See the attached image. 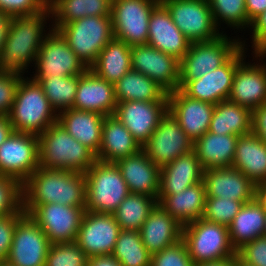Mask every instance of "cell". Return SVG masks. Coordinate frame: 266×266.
I'll return each instance as SVG.
<instances>
[{
  "instance_id": "6da1fadb",
  "label": "cell",
  "mask_w": 266,
  "mask_h": 266,
  "mask_svg": "<svg viewBox=\"0 0 266 266\" xmlns=\"http://www.w3.org/2000/svg\"><path fill=\"white\" fill-rule=\"evenodd\" d=\"M85 174L38 167L22 184V210L32 205L58 203L71 207H85Z\"/></svg>"
},
{
  "instance_id": "7a4b0ae2",
  "label": "cell",
  "mask_w": 266,
  "mask_h": 266,
  "mask_svg": "<svg viewBox=\"0 0 266 266\" xmlns=\"http://www.w3.org/2000/svg\"><path fill=\"white\" fill-rule=\"evenodd\" d=\"M51 23L49 8L32 16L11 17L7 38L0 52V71L31 73L29 67L34 66L41 44L52 29Z\"/></svg>"
},
{
  "instance_id": "3957f363",
  "label": "cell",
  "mask_w": 266,
  "mask_h": 266,
  "mask_svg": "<svg viewBox=\"0 0 266 266\" xmlns=\"http://www.w3.org/2000/svg\"><path fill=\"white\" fill-rule=\"evenodd\" d=\"M9 122L13 131L39 136L58 120L41 85L28 75H24L15 93Z\"/></svg>"
},
{
  "instance_id": "277c9868",
  "label": "cell",
  "mask_w": 266,
  "mask_h": 266,
  "mask_svg": "<svg viewBox=\"0 0 266 266\" xmlns=\"http://www.w3.org/2000/svg\"><path fill=\"white\" fill-rule=\"evenodd\" d=\"M38 137L40 167L85 173L96 161V155L58 122Z\"/></svg>"
},
{
  "instance_id": "5b68a950",
  "label": "cell",
  "mask_w": 266,
  "mask_h": 266,
  "mask_svg": "<svg viewBox=\"0 0 266 266\" xmlns=\"http://www.w3.org/2000/svg\"><path fill=\"white\" fill-rule=\"evenodd\" d=\"M85 211L113 214L130 194L115 163L96 160L85 173Z\"/></svg>"
},
{
  "instance_id": "8992f818",
  "label": "cell",
  "mask_w": 266,
  "mask_h": 266,
  "mask_svg": "<svg viewBox=\"0 0 266 266\" xmlns=\"http://www.w3.org/2000/svg\"><path fill=\"white\" fill-rule=\"evenodd\" d=\"M89 68L101 50L114 38L111 15L87 16L61 27H52Z\"/></svg>"
},
{
  "instance_id": "52a82bcc",
  "label": "cell",
  "mask_w": 266,
  "mask_h": 266,
  "mask_svg": "<svg viewBox=\"0 0 266 266\" xmlns=\"http://www.w3.org/2000/svg\"><path fill=\"white\" fill-rule=\"evenodd\" d=\"M182 240L195 264L236 256V250L230 242L228 227L203 218L183 226Z\"/></svg>"
},
{
  "instance_id": "ba28073f",
  "label": "cell",
  "mask_w": 266,
  "mask_h": 266,
  "mask_svg": "<svg viewBox=\"0 0 266 266\" xmlns=\"http://www.w3.org/2000/svg\"><path fill=\"white\" fill-rule=\"evenodd\" d=\"M240 47L241 37H230L226 32L211 41L191 43L180 60L178 89L223 65Z\"/></svg>"
},
{
  "instance_id": "9c48e42d",
  "label": "cell",
  "mask_w": 266,
  "mask_h": 266,
  "mask_svg": "<svg viewBox=\"0 0 266 266\" xmlns=\"http://www.w3.org/2000/svg\"><path fill=\"white\" fill-rule=\"evenodd\" d=\"M33 67L32 79L82 75L88 69L55 29L45 36Z\"/></svg>"
},
{
  "instance_id": "30bf717a",
  "label": "cell",
  "mask_w": 266,
  "mask_h": 266,
  "mask_svg": "<svg viewBox=\"0 0 266 266\" xmlns=\"http://www.w3.org/2000/svg\"><path fill=\"white\" fill-rule=\"evenodd\" d=\"M159 3L160 0H112L114 38L130 47L147 44L149 18Z\"/></svg>"
},
{
  "instance_id": "8fae6325",
  "label": "cell",
  "mask_w": 266,
  "mask_h": 266,
  "mask_svg": "<svg viewBox=\"0 0 266 266\" xmlns=\"http://www.w3.org/2000/svg\"><path fill=\"white\" fill-rule=\"evenodd\" d=\"M172 21L191 42H205L223 33L214 23L208 0H160Z\"/></svg>"
},
{
  "instance_id": "7c38bea8",
  "label": "cell",
  "mask_w": 266,
  "mask_h": 266,
  "mask_svg": "<svg viewBox=\"0 0 266 266\" xmlns=\"http://www.w3.org/2000/svg\"><path fill=\"white\" fill-rule=\"evenodd\" d=\"M85 207H71L58 203L32 205L25 214L46 234L49 242H75Z\"/></svg>"
},
{
  "instance_id": "4fadbf2b",
  "label": "cell",
  "mask_w": 266,
  "mask_h": 266,
  "mask_svg": "<svg viewBox=\"0 0 266 266\" xmlns=\"http://www.w3.org/2000/svg\"><path fill=\"white\" fill-rule=\"evenodd\" d=\"M39 137L13 131L0 145V175L23 184L39 167Z\"/></svg>"
},
{
  "instance_id": "5bb4252c",
  "label": "cell",
  "mask_w": 266,
  "mask_h": 266,
  "mask_svg": "<svg viewBox=\"0 0 266 266\" xmlns=\"http://www.w3.org/2000/svg\"><path fill=\"white\" fill-rule=\"evenodd\" d=\"M247 49L241 46L223 65L198 79L186 82L180 90L190 98L214 105L228 100L236 67L247 56Z\"/></svg>"
},
{
  "instance_id": "9a60e30c",
  "label": "cell",
  "mask_w": 266,
  "mask_h": 266,
  "mask_svg": "<svg viewBox=\"0 0 266 266\" xmlns=\"http://www.w3.org/2000/svg\"><path fill=\"white\" fill-rule=\"evenodd\" d=\"M193 146V141L173 115L167 111L150 139L142 146V150L154 164L161 168L180 155L192 151Z\"/></svg>"
},
{
  "instance_id": "2e32d148",
  "label": "cell",
  "mask_w": 266,
  "mask_h": 266,
  "mask_svg": "<svg viewBox=\"0 0 266 266\" xmlns=\"http://www.w3.org/2000/svg\"><path fill=\"white\" fill-rule=\"evenodd\" d=\"M50 245L42 229L25 214L15 226L6 261L13 266H45Z\"/></svg>"
},
{
  "instance_id": "e0dca14e",
  "label": "cell",
  "mask_w": 266,
  "mask_h": 266,
  "mask_svg": "<svg viewBox=\"0 0 266 266\" xmlns=\"http://www.w3.org/2000/svg\"><path fill=\"white\" fill-rule=\"evenodd\" d=\"M131 67L156 82L167 93L176 91L180 61L148 44L131 46Z\"/></svg>"
},
{
  "instance_id": "ac0fdd59",
  "label": "cell",
  "mask_w": 266,
  "mask_h": 266,
  "mask_svg": "<svg viewBox=\"0 0 266 266\" xmlns=\"http://www.w3.org/2000/svg\"><path fill=\"white\" fill-rule=\"evenodd\" d=\"M251 55L252 62L245 58L236 67L228 100L253 111L266 104V64L256 52Z\"/></svg>"
},
{
  "instance_id": "d6986e66",
  "label": "cell",
  "mask_w": 266,
  "mask_h": 266,
  "mask_svg": "<svg viewBox=\"0 0 266 266\" xmlns=\"http://www.w3.org/2000/svg\"><path fill=\"white\" fill-rule=\"evenodd\" d=\"M120 231L113 214L85 211L75 242L89 258L111 255Z\"/></svg>"
},
{
  "instance_id": "ffe728a7",
  "label": "cell",
  "mask_w": 266,
  "mask_h": 266,
  "mask_svg": "<svg viewBox=\"0 0 266 266\" xmlns=\"http://www.w3.org/2000/svg\"><path fill=\"white\" fill-rule=\"evenodd\" d=\"M168 111V101L118 102L114 115L142 147Z\"/></svg>"
},
{
  "instance_id": "44dd1931",
  "label": "cell",
  "mask_w": 266,
  "mask_h": 266,
  "mask_svg": "<svg viewBox=\"0 0 266 266\" xmlns=\"http://www.w3.org/2000/svg\"><path fill=\"white\" fill-rule=\"evenodd\" d=\"M215 105L185 95L180 89L168 93V111L193 141L209 131Z\"/></svg>"
},
{
  "instance_id": "7402d4cb",
  "label": "cell",
  "mask_w": 266,
  "mask_h": 266,
  "mask_svg": "<svg viewBox=\"0 0 266 266\" xmlns=\"http://www.w3.org/2000/svg\"><path fill=\"white\" fill-rule=\"evenodd\" d=\"M203 183L206 197H220L250 202L255 196V184L234 167L204 170Z\"/></svg>"
},
{
  "instance_id": "603a6c76",
  "label": "cell",
  "mask_w": 266,
  "mask_h": 266,
  "mask_svg": "<svg viewBox=\"0 0 266 266\" xmlns=\"http://www.w3.org/2000/svg\"><path fill=\"white\" fill-rule=\"evenodd\" d=\"M147 44L174 56L179 61L191 45L187 37L174 24L169 11L161 2L150 15Z\"/></svg>"
},
{
  "instance_id": "cb8c5ba5",
  "label": "cell",
  "mask_w": 266,
  "mask_h": 266,
  "mask_svg": "<svg viewBox=\"0 0 266 266\" xmlns=\"http://www.w3.org/2000/svg\"><path fill=\"white\" fill-rule=\"evenodd\" d=\"M116 105L114 84L102 79L89 68L79 75L74 109L108 116L114 115Z\"/></svg>"
},
{
  "instance_id": "d4e9b609",
  "label": "cell",
  "mask_w": 266,
  "mask_h": 266,
  "mask_svg": "<svg viewBox=\"0 0 266 266\" xmlns=\"http://www.w3.org/2000/svg\"><path fill=\"white\" fill-rule=\"evenodd\" d=\"M115 164L120 169L130 193L158 196L161 168L154 164L142 149Z\"/></svg>"
},
{
  "instance_id": "484cf974",
  "label": "cell",
  "mask_w": 266,
  "mask_h": 266,
  "mask_svg": "<svg viewBox=\"0 0 266 266\" xmlns=\"http://www.w3.org/2000/svg\"><path fill=\"white\" fill-rule=\"evenodd\" d=\"M204 168L194 150L161 167L158 196L177 194L203 180Z\"/></svg>"
},
{
  "instance_id": "4316f807",
  "label": "cell",
  "mask_w": 266,
  "mask_h": 266,
  "mask_svg": "<svg viewBox=\"0 0 266 266\" xmlns=\"http://www.w3.org/2000/svg\"><path fill=\"white\" fill-rule=\"evenodd\" d=\"M182 229L183 226L157 204L139 233L145 248L154 254L180 241Z\"/></svg>"
},
{
  "instance_id": "83f0119b",
  "label": "cell",
  "mask_w": 266,
  "mask_h": 266,
  "mask_svg": "<svg viewBox=\"0 0 266 266\" xmlns=\"http://www.w3.org/2000/svg\"><path fill=\"white\" fill-rule=\"evenodd\" d=\"M104 117L96 112L70 108L58 114L57 122L97 155L101 146Z\"/></svg>"
},
{
  "instance_id": "f1b7e54d",
  "label": "cell",
  "mask_w": 266,
  "mask_h": 266,
  "mask_svg": "<svg viewBox=\"0 0 266 266\" xmlns=\"http://www.w3.org/2000/svg\"><path fill=\"white\" fill-rule=\"evenodd\" d=\"M142 149L130 131L115 115L104 117L101 146L96 160L116 163L118 160L136 154Z\"/></svg>"
},
{
  "instance_id": "f546056e",
  "label": "cell",
  "mask_w": 266,
  "mask_h": 266,
  "mask_svg": "<svg viewBox=\"0 0 266 266\" xmlns=\"http://www.w3.org/2000/svg\"><path fill=\"white\" fill-rule=\"evenodd\" d=\"M231 167L255 185L266 183V143L253 132L239 136Z\"/></svg>"
},
{
  "instance_id": "4dcf8cb0",
  "label": "cell",
  "mask_w": 266,
  "mask_h": 266,
  "mask_svg": "<svg viewBox=\"0 0 266 266\" xmlns=\"http://www.w3.org/2000/svg\"><path fill=\"white\" fill-rule=\"evenodd\" d=\"M158 205L182 226L203 217L206 201L205 185L202 182L187 187L169 196H157Z\"/></svg>"
},
{
  "instance_id": "1f68e13d",
  "label": "cell",
  "mask_w": 266,
  "mask_h": 266,
  "mask_svg": "<svg viewBox=\"0 0 266 266\" xmlns=\"http://www.w3.org/2000/svg\"><path fill=\"white\" fill-rule=\"evenodd\" d=\"M236 135L206 132L194 142L193 150L204 170L231 167L238 141Z\"/></svg>"
},
{
  "instance_id": "d6a6232c",
  "label": "cell",
  "mask_w": 266,
  "mask_h": 266,
  "mask_svg": "<svg viewBox=\"0 0 266 266\" xmlns=\"http://www.w3.org/2000/svg\"><path fill=\"white\" fill-rule=\"evenodd\" d=\"M266 212L254 198L245 203L228 226L232 247L237 251L243 245L263 236Z\"/></svg>"
},
{
  "instance_id": "836d02e7",
  "label": "cell",
  "mask_w": 266,
  "mask_h": 266,
  "mask_svg": "<svg viewBox=\"0 0 266 266\" xmlns=\"http://www.w3.org/2000/svg\"><path fill=\"white\" fill-rule=\"evenodd\" d=\"M89 69L107 82L115 84L132 69L131 47L113 38L101 50Z\"/></svg>"
},
{
  "instance_id": "e575fe53",
  "label": "cell",
  "mask_w": 266,
  "mask_h": 266,
  "mask_svg": "<svg viewBox=\"0 0 266 266\" xmlns=\"http://www.w3.org/2000/svg\"><path fill=\"white\" fill-rule=\"evenodd\" d=\"M209 132L241 136L252 132V110L229 100L215 105Z\"/></svg>"
},
{
  "instance_id": "d590c367",
  "label": "cell",
  "mask_w": 266,
  "mask_h": 266,
  "mask_svg": "<svg viewBox=\"0 0 266 266\" xmlns=\"http://www.w3.org/2000/svg\"><path fill=\"white\" fill-rule=\"evenodd\" d=\"M115 97L124 101H168V93L151 78L131 69L114 84Z\"/></svg>"
},
{
  "instance_id": "8d00e7d4",
  "label": "cell",
  "mask_w": 266,
  "mask_h": 266,
  "mask_svg": "<svg viewBox=\"0 0 266 266\" xmlns=\"http://www.w3.org/2000/svg\"><path fill=\"white\" fill-rule=\"evenodd\" d=\"M112 0H55L48 8L52 27H61L87 16L111 15Z\"/></svg>"
},
{
  "instance_id": "74e56055",
  "label": "cell",
  "mask_w": 266,
  "mask_h": 266,
  "mask_svg": "<svg viewBox=\"0 0 266 266\" xmlns=\"http://www.w3.org/2000/svg\"><path fill=\"white\" fill-rule=\"evenodd\" d=\"M157 204V197L130 193L113 215L121 230L139 231Z\"/></svg>"
},
{
  "instance_id": "f35d334b",
  "label": "cell",
  "mask_w": 266,
  "mask_h": 266,
  "mask_svg": "<svg viewBox=\"0 0 266 266\" xmlns=\"http://www.w3.org/2000/svg\"><path fill=\"white\" fill-rule=\"evenodd\" d=\"M111 255L121 266L151 265L152 254L145 248L137 230H121Z\"/></svg>"
},
{
  "instance_id": "ab89813d",
  "label": "cell",
  "mask_w": 266,
  "mask_h": 266,
  "mask_svg": "<svg viewBox=\"0 0 266 266\" xmlns=\"http://www.w3.org/2000/svg\"><path fill=\"white\" fill-rule=\"evenodd\" d=\"M38 82L57 114L73 108L79 75L53 76L46 79H33Z\"/></svg>"
},
{
  "instance_id": "60d3db41",
  "label": "cell",
  "mask_w": 266,
  "mask_h": 266,
  "mask_svg": "<svg viewBox=\"0 0 266 266\" xmlns=\"http://www.w3.org/2000/svg\"><path fill=\"white\" fill-rule=\"evenodd\" d=\"M208 2L214 23L219 30L222 27V33L225 32L223 24L227 26L225 28L234 30L233 34L249 29L251 21L247 16L245 0H208Z\"/></svg>"
},
{
  "instance_id": "b9f144b4",
  "label": "cell",
  "mask_w": 266,
  "mask_h": 266,
  "mask_svg": "<svg viewBox=\"0 0 266 266\" xmlns=\"http://www.w3.org/2000/svg\"><path fill=\"white\" fill-rule=\"evenodd\" d=\"M88 260L76 242L54 243L49 247L45 266H87Z\"/></svg>"
},
{
  "instance_id": "7bdbcfd3",
  "label": "cell",
  "mask_w": 266,
  "mask_h": 266,
  "mask_svg": "<svg viewBox=\"0 0 266 266\" xmlns=\"http://www.w3.org/2000/svg\"><path fill=\"white\" fill-rule=\"evenodd\" d=\"M244 205L242 201L220 197H206L203 219L229 226Z\"/></svg>"
},
{
  "instance_id": "ee69618b",
  "label": "cell",
  "mask_w": 266,
  "mask_h": 266,
  "mask_svg": "<svg viewBox=\"0 0 266 266\" xmlns=\"http://www.w3.org/2000/svg\"><path fill=\"white\" fill-rule=\"evenodd\" d=\"M25 214L22 210V184L11 176L0 175V216Z\"/></svg>"
},
{
  "instance_id": "f6af8a7d",
  "label": "cell",
  "mask_w": 266,
  "mask_h": 266,
  "mask_svg": "<svg viewBox=\"0 0 266 266\" xmlns=\"http://www.w3.org/2000/svg\"><path fill=\"white\" fill-rule=\"evenodd\" d=\"M150 266H195L191 260L187 246L181 239L162 251L152 254Z\"/></svg>"
},
{
  "instance_id": "bcb514c9",
  "label": "cell",
  "mask_w": 266,
  "mask_h": 266,
  "mask_svg": "<svg viewBox=\"0 0 266 266\" xmlns=\"http://www.w3.org/2000/svg\"><path fill=\"white\" fill-rule=\"evenodd\" d=\"M23 76L14 71H0V115L10 114L17 86Z\"/></svg>"
},
{
  "instance_id": "7dc6e473",
  "label": "cell",
  "mask_w": 266,
  "mask_h": 266,
  "mask_svg": "<svg viewBox=\"0 0 266 266\" xmlns=\"http://www.w3.org/2000/svg\"><path fill=\"white\" fill-rule=\"evenodd\" d=\"M47 9L41 0H0V11L11 17L32 16Z\"/></svg>"
},
{
  "instance_id": "c3c4849f",
  "label": "cell",
  "mask_w": 266,
  "mask_h": 266,
  "mask_svg": "<svg viewBox=\"0 0 266 266\" xmlns=\"http://www.w3.org/2000/svg\"><path fill=\"white\" fill-rule=\"evenodd\" d=\"M236 255L252 266H266V237H257L246 243L236 251Z\"/></svg>"
},
{
  "instance_id": "681fc988",
  "label": "cell",
  "mask_w": 266,
  "mask_h": 266,
  "mask_svg": "<svg viewBox=\"0 0 266 266\" xmlns=\"http://www.w3.org/2000/svg\"><path fill=\"white\" fill-rule=\"evenodd\" d=\"M24 215L0 216V262L6 261L10 252L15 226Z\"/></svg>"
},
{
  "instance_id": "f907efd6",
  "label": "cell",
  "mask_w": 266,
  "mask_h": 266,
  "mask_svg": "<svg viewBox=\"0 0 266 266\" xmlns=\"http://www.w3.org/2000/svg\"><path fill=\"white\" fill-rule=\"evenodd\" d=\"M248 31L250 33V43L252 46H248L249 42H246L248 39L244 38V35H241V46L249 51H251L249 49V47H251L253 53L266 44V10L251 21Z\"/></svg>"
},
{
  "instance_id": "816d5d0a",
  "label": "cell",
  "mask_w": 266,
  "mask_h": 266,
  "mask_svg": "<svg viewBox=\"0 0 266 266\" xmlns=\"http://www.w3.org/2000/svg\"><path fill=\"white\" fill-rule=\"evenodd\" d=\"M252 132L266 143V104L252 111Z\"/></svg>"
},
{
  "instance_id": "f5cc1de1",
  "label": "cell",
  "mask_w": 266,
  "mask_h": 266,
  "mask_svg": "<svg viewBox=\"0 0 266 266\" xmlns=\"http://www.w3.org/2000/svg\"><path fill=\"white\" fill-rule=\"evenodd\" d=\"M245 3L250 21L266 10V0H245Z\"/></svg>"
},
{
  "instance_id": "db71d44e",
  "label": "cell",
  "mask_w": 266,
  "mask_h": 266,
  "mask_svg": "<svg viewBox=\"0 0 266 266\" xmlns=\"http://www.w3.org/2000/svg\"><path fill=\"white\" fill-rule=\"evenodd\" d=\"M87 266H121L112 255L90 257Z\"/></svg>"
},
{
  "instance_id": "11a10c76",
  "label": "cell",
  "mask_w": 266,
  "mask_h": 266,
  "mask_svg": "<svg viewBox=\"0 0 266 266\" xmlns=\"http://www.w3.org/2000/svg\"><path fill=\"white\" fill-rule=\"evenodd\" d=\"M10 19L11 16L8 13L0 11V52L7 38Z\"/></svg>"
},
{
  "instance_id": "9f6ffc18",
  "label": "cell",
  "mask_w": 266,
  "mask_h": 266,
  "mask_svg": "<svg viewBox=\"0 0 266 266\" xmlns=\"http://www.w3.org/2000/svg\"><path fill=\"white\" fill-rule=\"evenodd\" d=\"M13 127L8 116L0 115V145L11 135Z\"/></svg>"
},
{
  "instance_id": "6f0895ef",
  "label": "cell",
  "mask_w": 266,
  "mask_h": 266,
  "mask_svg": "<svg viewBox=\"0 0 266 266\" xmlns=\"http://www.w3.org/2000/svg\"><path fill=\"white\" fill-rule=\"evenodd\" d=\"M254 198L266 212V183L255 185Z\"/></svg>"
},
{
  "instance_id": "680465c9",
  "label": "cell",
  "mask_w": 266,
  "mask_h": 266,
  "mask_svg": "<svg viewBox=\"0 0 266 266\" xmlns=\"http://www.w3.org/2000/svg\"><path fill=\"white\" fill-rule=\"evenodd\" d=\"M195 266H236V256L219 261H208L195 264Z\"/></svg>"
},
{
  "instance_id": "91938a15",
  "label": "cell",
  "mask_w": 266,
  "mask_h": 266,
  "mask_svg": "<svg viewBox=\"0 0 266 266\" xmlns=\"http://www.w3.org/2000/svg\"><path fill=\"white\" fill-rule=\"evenodd\" d=\"M258 56L262 58L266 64V44L256 51Z\"/></svg>"
},
{
  "instance_id": "94428289",
  "label": "cell",
  "mask_w": 266,
  "mask_h": 266,
  "mask_svg": "<svg viewBox=\"0 0 266 266\" xmlns=\"http://www.w3.org/2000/svg\"><path fill=\"white\" fill-rule=\"evenodd\" d=\"M236 266H252L250 264L245 263L236 255Z\"/></svg>"
},
{
  "instance_id": "6125c7cd",
  "label": "cell",
  "mask_w": 266,
  "mask_h": 266,
  "mask_svg": "<svg viewBox=\"0 0 266 266\" xmlns=\"http://www.w3.org/2000/svg\"><path fill=\"white\" fill-rule=\"evenodd\" d=\"M47 7H49L55 0H41Z\"/></svg>"
},
{
  "instance_id": "be15d7a7",
  "label": "cell",
  "mask_w": 266,
  "mask_h": 266,
  "mask_svg": "<svg viewBox=\"0 0 266 266\" xmlns=\"http://www.w3.org/2000/svg\"><path fill=\"white\" fill-rule=\"evenodd\" d=\"M0 266H13V265L8 263L7 261H3V262H0Z\"/></svg>"
},
{
  "instance_id": "e7e4bbea",
  "label": "cell",
  "mask_w": 266,
  "mask_h": 266,
  "mask_svg": "<svg viewBox=\"0 0 266 266\" xmlns=\"http://www.w3.org/2000/svg\"><path fill=\"white\" fill-rule=\"evenodd\" d=\"M263 236L266 237V219H265V230H264Z\"/></svg>"
}]
</instances>
